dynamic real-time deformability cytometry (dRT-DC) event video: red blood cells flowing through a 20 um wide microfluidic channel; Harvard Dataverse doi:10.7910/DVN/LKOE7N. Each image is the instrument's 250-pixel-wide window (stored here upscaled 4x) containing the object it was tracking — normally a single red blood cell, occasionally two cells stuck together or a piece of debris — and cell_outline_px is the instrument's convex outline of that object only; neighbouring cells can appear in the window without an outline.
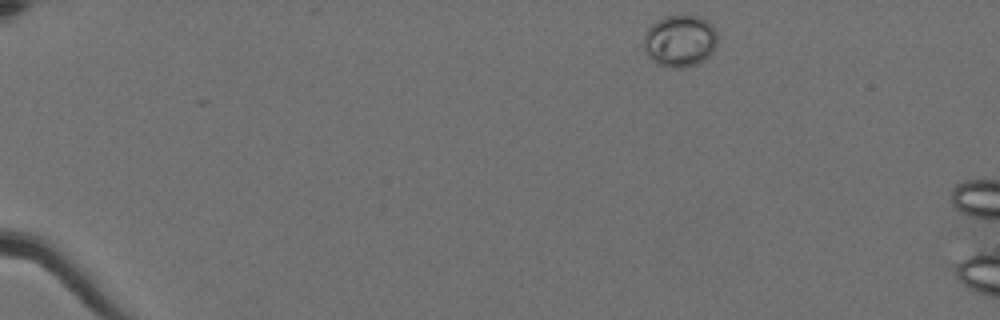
{"species": "Egyptian fruit bat (a non-hibernating species)", "species_latin": "Rousettus aegyptiacus", "temperature_condition": "cold", "stored_images_in_passage": 6, "camera_frame_rate_fps": 3000, "um_per_image_px": 0.085, "animal": {"sex": "female"}, "frame": {"image": 1, "passage_image": 2, "time_ms": 0.333, "image_size_px": [1000, 320], "cell_outline_px": [[716, 48], [704, 60], [696, 64], [680, 68], [668, 68], [656, 64], [644, 52], [644, 32], [656, 20], [664, 16], [700, 16], [712, 24], [716, 28]], "centroid_in_image_um": [57.78, 3.48], "position_along_channel_um": 27.2, "area_um2": 22.6}}